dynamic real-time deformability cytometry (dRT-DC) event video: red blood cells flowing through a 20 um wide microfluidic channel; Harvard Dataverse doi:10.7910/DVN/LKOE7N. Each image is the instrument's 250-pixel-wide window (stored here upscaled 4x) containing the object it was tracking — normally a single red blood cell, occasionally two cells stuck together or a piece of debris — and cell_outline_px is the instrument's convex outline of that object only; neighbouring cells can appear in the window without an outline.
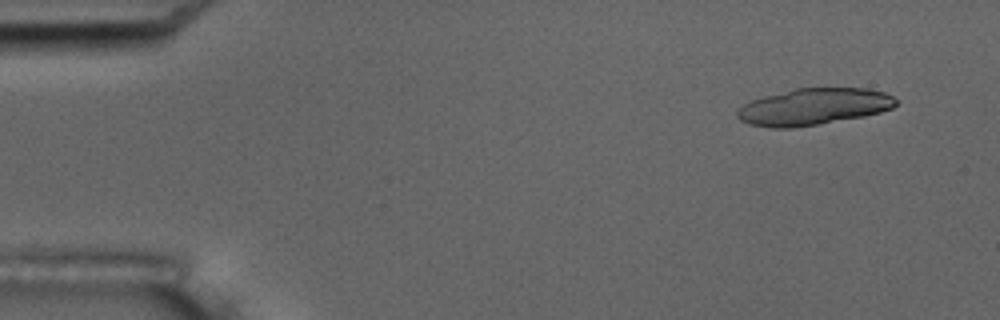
{"species": "common noctule bat (a hibernating species)", "species_latin": "Nyctalus noctula", "temperature_condition": "room temperature", "stored_images_in_passage": 5, "camera_frame_rate_fps": 3000, "um_per_image_px": 0.085, "animal": {"sex": "male", "body_mass_g": 17.5, "forearm_length_mm": 52.3}, "frame": {"image": 1, "passage_image": 2, "time_ms": 1.0, "image_size_px": [1000, 320], "cell_outline_px": [[900, 100], [892, 108], [880, 112], [864, 116], [792, 128], [772, 128], [748, 124], [740, 120], [736, 116], [736, 112], [744, 104], [752, 100], [764, 96], [796, 88], [864, 88], [884, 92]], "centroid_in_image_um": [69.16, 9.07], "position_along_channel_um": 15.8, "area_um2": 33.76}}